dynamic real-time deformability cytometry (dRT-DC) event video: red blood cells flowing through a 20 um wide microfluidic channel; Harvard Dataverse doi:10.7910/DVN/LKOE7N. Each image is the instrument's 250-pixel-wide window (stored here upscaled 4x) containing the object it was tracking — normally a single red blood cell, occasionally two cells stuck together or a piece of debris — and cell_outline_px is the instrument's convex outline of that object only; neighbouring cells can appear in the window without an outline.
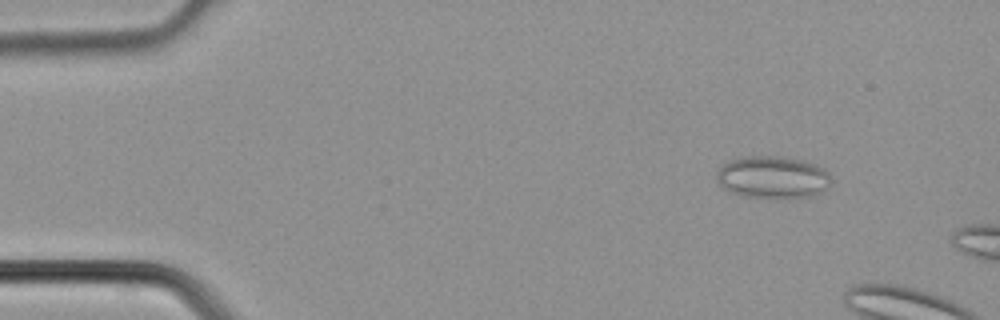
{"species": "common noctule bat (a hibernating species)", "species_latin": "Nyctalus noctula", "temperature_condition": "cold", "stored_images_in_passage": 2, "camera_frame_rate_fps": 3000, "um_per_image_px": 0.085, "animal": {"sex": "male", "body_mass_g": 21.5, "forearm_length_mm": 52.0}, "frame": {"image": 1, "passage_image": 1, "time_ms": 0.0, "image_size_px": [1000, 320], "cell_outline_px": [[832, 180], [828, 188], [824, 192], [816, 196], [740, 196], [716, 184], [716, 172], [728, 160], [740, 156], [784, 156], [816, 164], [824, 168], [828, 172]], "centroid_in_image_um": [65.68, 15.03], "position_along_channel_um": 19.3, "area_um2": 28.32}}